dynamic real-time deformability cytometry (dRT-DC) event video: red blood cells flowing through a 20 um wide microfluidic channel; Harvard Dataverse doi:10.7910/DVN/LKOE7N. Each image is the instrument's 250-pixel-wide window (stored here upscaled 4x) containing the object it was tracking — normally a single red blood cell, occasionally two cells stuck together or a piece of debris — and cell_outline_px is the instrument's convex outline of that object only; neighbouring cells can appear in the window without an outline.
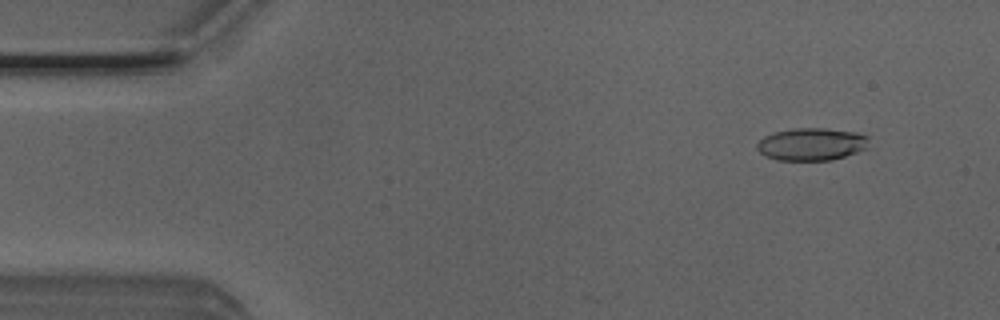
{"species": "Egyptian fruit bat (a non-hibernating species)", "species_latin": "Rousettus aegyptiacus", "temperature_condition": "room temperature", "stored_images_in_passage": 52, "camera_frame_rate_fps": 3000, "um_per_image_px": 0.085, "animal": {"sex": "male"}, "frame": {"image": 1, "passage_image": 5, "time_ms": 1.333, "image_size_px": [1000, 320], "cell_outline_px": [[868, 148], [832, 160], [780, 160], [764, 156], [756, 148], [756, 144], [764, 136], [772, 132], [796, 128], [824, 128], [856, 132], [868, 136]], "centroid_in_image_um": [68.97, 12.25], "position_along_channel_um": 16.0, "area_um2": 21.27}}
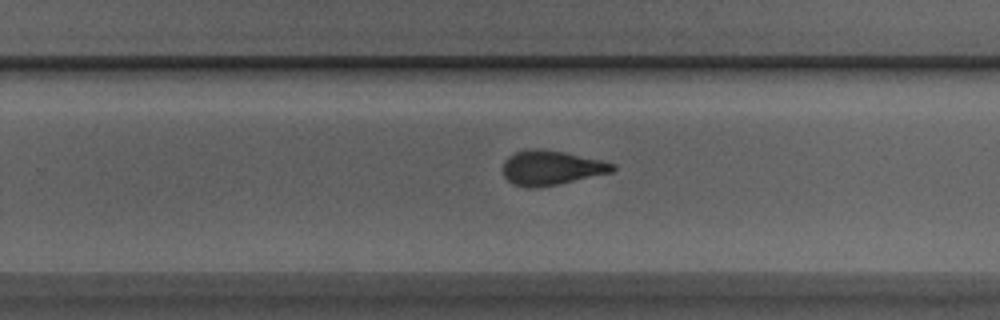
{"frame": {"image": 2, "passage_image": 32, "time_ms": 10.333, "image_size_px": [1000, 320], "cell_outline_px": [[616, 168], [612, 172], [540, 188], [524, 188], [512, 184], [504, 176], [504, 160], [508, 156], [516, 152], [536, 148], [540, 148], [564, 152], [600, 160], [616, 164]], "centroid_in_image_um": [46.84, 14.27], "position_along_channel_um": 283.0, "area_um2": 22.08}}
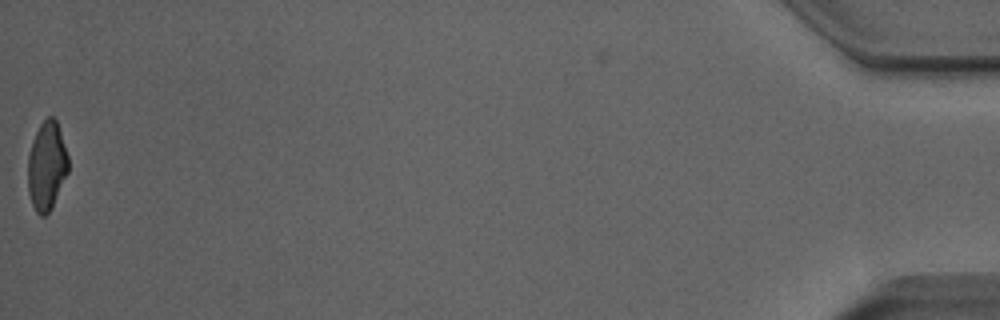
{"frame": {"image": 3, "passage_image": 51, "time_ms": 16.667, "image_size_px": [1000, 320], "cell_outline_px": [[68, 172], [52, 208], [44, 216], [40, 216], [36, 212], [32, 204], [28, 192], [28, 156], [32, 140], [40, 124], [48, 116], [52, 116], [56, 120], [68, 156]], "centroid_in_image_um": [3.96, 14.12], "position_along_channel_um": 431.2, "area_um2": 20.81}, "authors_computed_cell_mechanics": {"area_um2": 21.8484, "velocity_mm_per_s": 4.022, "shape_relaxation_time_tau1_ms": 4.7539, "shape_relaxation_time_tau2_ms": 1.5879, "deformation_change_tau1": 0.1605, "deformation_change_tau2": 0.0901}}